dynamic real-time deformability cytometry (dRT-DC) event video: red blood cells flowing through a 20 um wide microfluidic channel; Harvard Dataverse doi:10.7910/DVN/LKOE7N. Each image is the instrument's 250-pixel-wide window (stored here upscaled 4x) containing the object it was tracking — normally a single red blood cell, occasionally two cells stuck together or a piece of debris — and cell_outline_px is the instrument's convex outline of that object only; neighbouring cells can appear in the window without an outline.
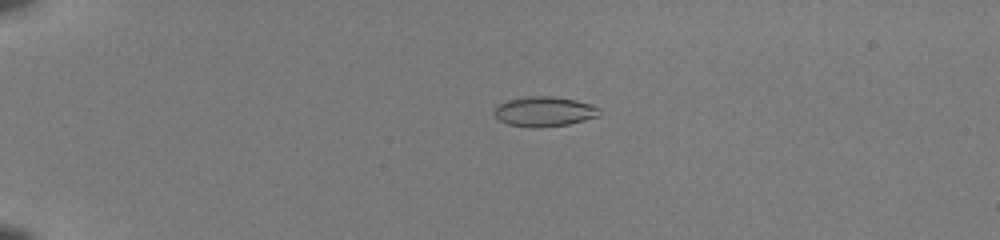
{"species": "common noctule bat (a hibernating species)", "species_latin": "Nyctalus noctula", "temperature_condition": "room temperature", "stored_images_in_passage": 48, "camera_frame_rate_fps": 3000, "um_per_image_px": 0.085, "animal": {"sex": "female", "body_mass_g": 22.0, "forearm_length_mm": 56.7}, "frame": {"image": 1, "passage_image": 10, "time_ms": 3.0, "image_size_px": [1000, 240], "cell_outline_px": [[600, 116], [568, 124], [540, 128], [532, 128], [508, 124], [500, 120], [492, 112], [500, 104], [508, 100], [528, 96], [556, 96], [576, 100], [592, 104], [600, 108]], "centroid_in_image_um": [46.3, 9.48], "position_along_channel_um": 38.7, "area_um2": 18.44}}
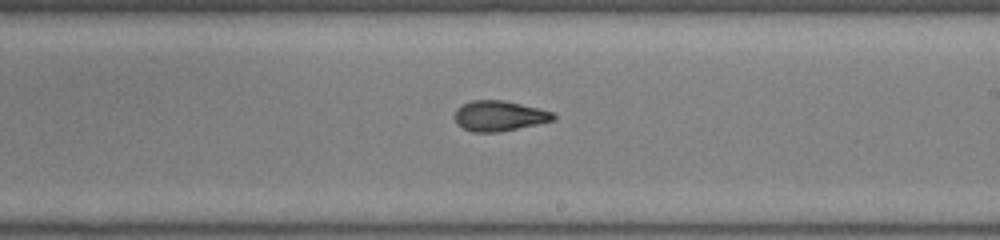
{"frame": {"image": 2, "passage_image": 30, "time_ms": 9.667, "image_size_px": [1000, 240], "cell_outline_px": [[556, 120], [500, 132], [472, 132], [456, 124], [456, 108], [472, 100], [504, 100], [552, 112], [556, 116]], "centroid_in_image_um": [42.44, 9.86], "position_along_channel_um": 246.6, "area_um2": 17.28}}
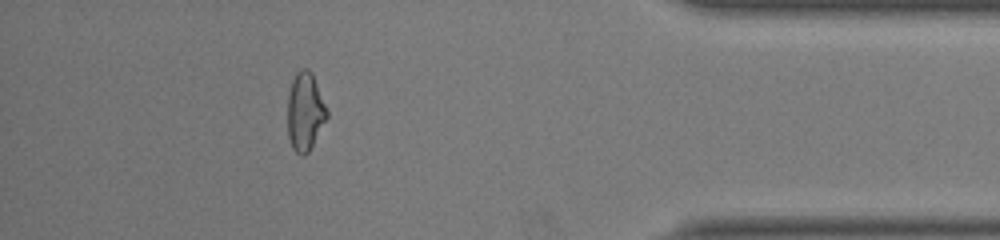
{"frame": {"image": 3, "passage_image": 44, "time_ms": 14.333, "image_size_px": [1000, 240], "cell_outline_px": [[328, 116], [308, 152], [304, 156], [300, 156], [292, 148], [288, 136], [288, 96], [292, 80], [296, 72], [300, 68], [308, 68], [312, 72], [328, 108]], "centroid_in_image_um": [25.94, 9.46], "position_along_channel_um": 409.3, "area_um2": 18.09}, "authors_computed_cell_mechanics": {"area_um2": 18.0914, "velocity_mm_per_s": 4.1039, "shape_relaxation_time_tau1_ms": 10.6039, "shape_relaxation_time_tau2_ms": 1.4648, "deformation_change_tau1": 0.2634, "deformation_change_tau2": 0.0637}}